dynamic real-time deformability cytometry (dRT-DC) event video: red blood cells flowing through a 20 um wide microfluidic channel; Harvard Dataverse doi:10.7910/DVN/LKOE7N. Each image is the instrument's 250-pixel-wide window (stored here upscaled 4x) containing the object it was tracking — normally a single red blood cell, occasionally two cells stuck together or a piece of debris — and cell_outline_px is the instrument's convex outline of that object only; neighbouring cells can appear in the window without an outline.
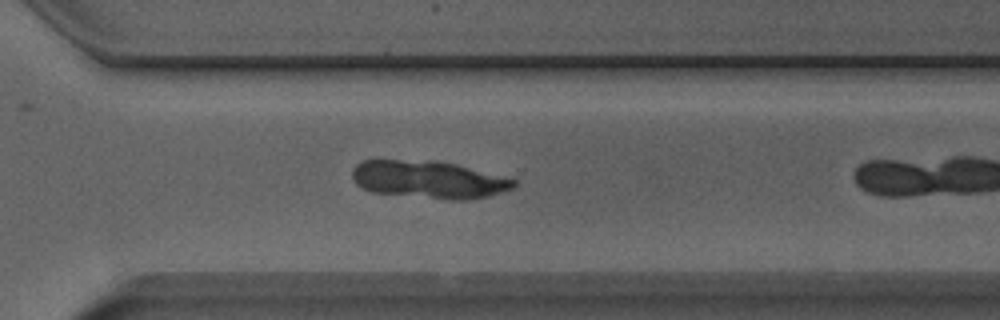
{"species": "Egyptian fruit bat (a non-hibernating species)", "species_latin": "Rousettus aegyptiacus", "temperature_condition": "room temperature", "stored_images_in_passage": 22, "camera_frame_rate_fps": 3000, "um_per_image_px": 0.085, "animal": {"sex": "male"}, "frame": {"image": 1, "passage_image": 18, "time_ms": 5.667, "image_size_px": [1000, 320], "cell_outline_px": [[516, 184], [512, 188], [488, 196], [468, 200], [448, 200], [372, 192], [356, 184], [352, 176], [352, 168], [356, 164], [364, 160], [436, 160], [456, 164], [516, 180]], "centroid_in_image_um": [36.4, 15.26], "position_along_channel_um": 334.2, "area_um2": 35.37}}